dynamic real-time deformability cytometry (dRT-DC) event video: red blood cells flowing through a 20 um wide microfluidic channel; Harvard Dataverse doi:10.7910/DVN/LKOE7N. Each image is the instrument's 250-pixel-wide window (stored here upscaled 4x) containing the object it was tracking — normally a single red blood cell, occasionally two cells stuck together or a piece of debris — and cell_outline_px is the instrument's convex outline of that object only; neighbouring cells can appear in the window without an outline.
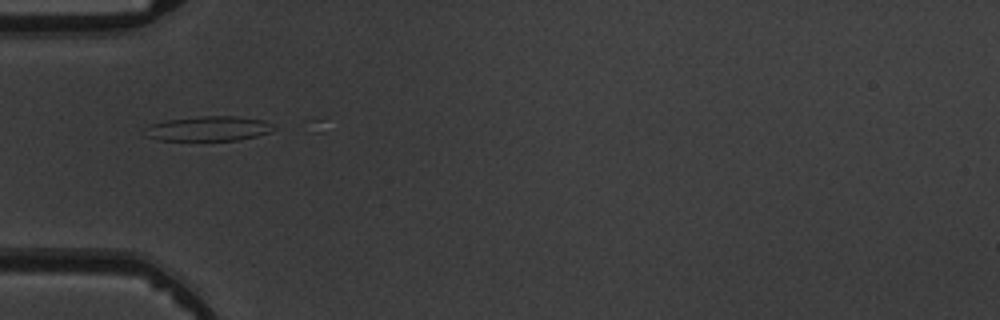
{"species": "common noctule bat (a hibernating species)", "species_latin": "Nyctalus noctula", "temperature_condition": "warm", "stored_images_in_passage": 3, "camera_frame_rate_fps": 3000, "um_per_image_px": 0.085, "animal": {"sex": "male", "body_mass_g": 19.5, "forearm_length_mm": 54.6}, "frame": {"image": 1, "passage_image": 1, "time_ms": 0.0, "image_size_px": [1000, 320], "cell_outline_px": [[276, 128], [268, 132], [256, 136], [236, 140], [156, 140], [144, 136], [148, 124], [164, 120], [200, 116], [236, 116], [264, 120], [272, 124]], "centroid_in_image_um": [17.67, 10.92], "position_along_channel_um": 67.3, "area_um2": 18.67}}